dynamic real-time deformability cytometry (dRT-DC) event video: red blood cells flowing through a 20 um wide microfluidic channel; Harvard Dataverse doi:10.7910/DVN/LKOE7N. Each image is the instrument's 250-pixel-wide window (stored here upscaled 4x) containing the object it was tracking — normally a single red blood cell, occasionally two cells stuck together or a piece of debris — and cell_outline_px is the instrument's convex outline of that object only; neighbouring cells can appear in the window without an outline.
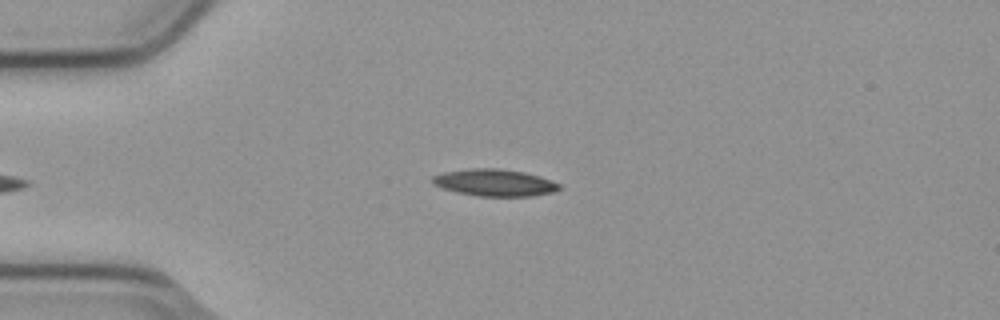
{"species": "common noctule bat (a hibernating species)", "species_latin": "Nyctalus noctula", "temperature_condition": "cold", "stored_images_in_passage": 6, "camera_frame_rate_fps": 3000, "um_per_image_px": 0.085, "animal": {"sex": "male", "body_mass_g": 23.1, "forearm_length_mm": 52.7}, "frame": {"image": 1, "passage_image": 6, "time_ms": 1.667, "image_size_px": [1000, 320], "cell_outline_px": [[564, 188], [556, 192], [532, 196], [476, 196], [456, 192], [432, 184], [432, 176], [444, 172], [472, 168], [500, 168], [524, 172], [540, 176], [552, 180], [560, 184]], "centroid_in_image_um": [42.1, 15.53], "position_along_channel_um": 42.9, "area_um2": 20.17}}